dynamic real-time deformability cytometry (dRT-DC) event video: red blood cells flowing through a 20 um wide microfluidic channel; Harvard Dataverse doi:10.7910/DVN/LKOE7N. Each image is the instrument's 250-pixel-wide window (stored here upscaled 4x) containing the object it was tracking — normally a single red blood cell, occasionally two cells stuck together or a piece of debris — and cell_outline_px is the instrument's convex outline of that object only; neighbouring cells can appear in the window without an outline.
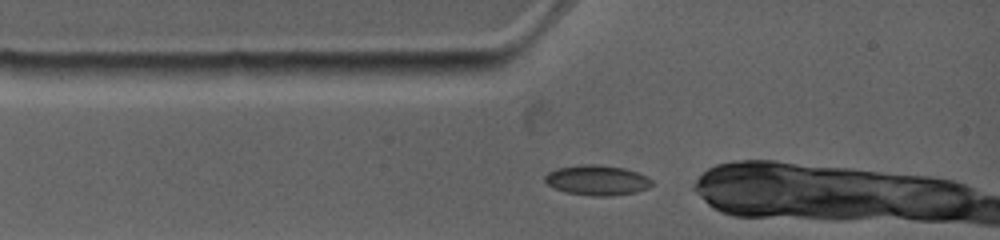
{"species": "common noctule bat (a hibernating species)", "species_latin": "Nyctalus noctula", "temperature_condition": "warm", "stored_images_in_passage": 14, "camera_frame_rate_fps": 4500, "um_per_image_px": 0.085, "animal": {"sex": "female", "body_mass_g": 19.0, "forearm_length_mm": 53.3}, "frame": {"image": 1, "passage_image": 1, "time_ms": 0.0, "image_size_px": [1000, 240], "cell_outline_px": [[652, 184], [648, 188], [636, 192], [608, 196], [592, 196], [564, 192], [548, 184], [544, 180], [544, 176], [548, 172], [556, 168], [580, 164], [596, 164], [624, 168], [648, 176], [652, 180]], "centroid_in_image_um": [50.74, 15.31], "position_along_channel_um": 34.3, "area_um2": 18.84}}
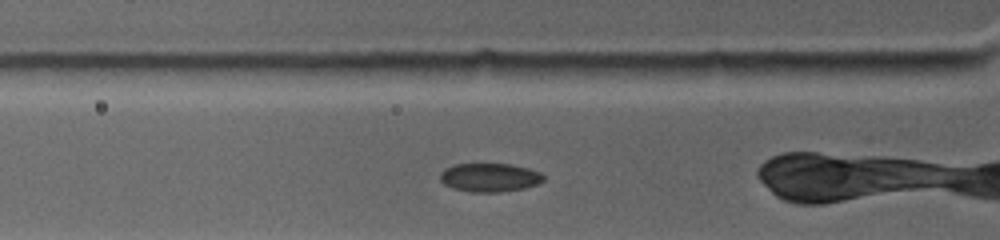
{"frame": {"image": 2, "passage_image": 5, "time_ms": 1.333, "image_size_px": [1000, 240], "cell_outline_px": [[544, 180], [536, 184], [524, 188], [500, 192], [472, 192], [452, 188], [444, 184], [440, 180], [440, 172], [444, 168], [452, 164], [512, 164], [528, 168], [540, 172], [544, 176]], "centroid_in_image_um": [41.59, 15.08], "position_along_channel_um": 84.2, "area_um2": 17.34}}
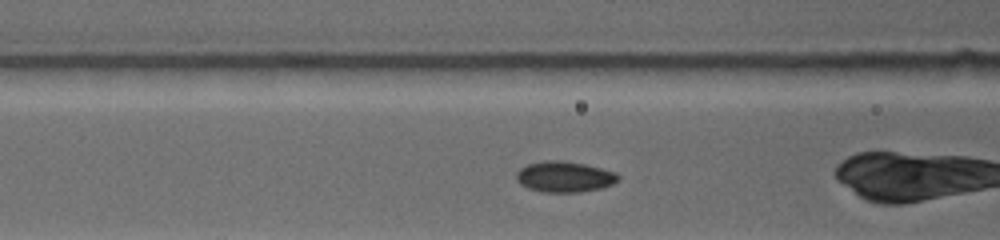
{"frame": {"image": 3, "passage_image": 8, "time_ms": 2.222, "image_size_px": [1000, 240], "cell_outline_px": [[620, 176], [612, 184], [600, 188], [576, 192], [544, 192], [528, 188], [520, 184], [516, 180], [516, 172], [520, 168], [528, 164], [544, 160], [560, 160], [584, 164], [616, 172]], "centroid_in_image_um": [47.94, 15.01], "position_along_channel_um": 118.7, "area_um2": 18.15}}